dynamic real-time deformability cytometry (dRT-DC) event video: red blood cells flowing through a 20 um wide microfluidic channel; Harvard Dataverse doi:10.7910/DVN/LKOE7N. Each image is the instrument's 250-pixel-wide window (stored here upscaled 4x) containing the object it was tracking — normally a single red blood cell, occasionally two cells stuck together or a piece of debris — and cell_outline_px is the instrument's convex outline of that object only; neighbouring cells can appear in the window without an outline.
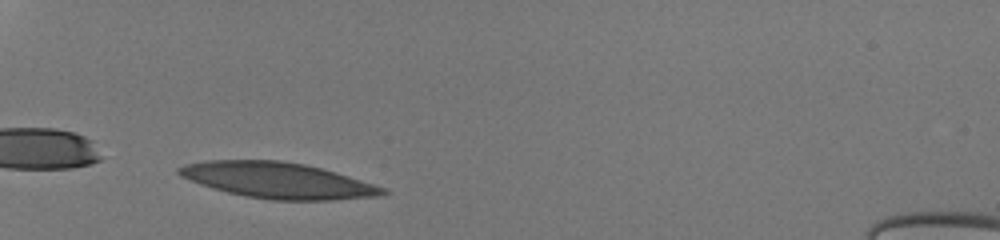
{"species": "human", "species_latin": "Homo sapiens", "temperature_condition": "room temperature", "stored_images_in_passage": 29, "camera_frame_rate_fps": 3000, "um_per_image_px": 0.085, "donor": {"sex": "male"}, "frame": {"image": 1, "passage_image": 2, "time_ms": 0.333, "image_size_px": [1000, 240], "cell_outline_px": [[388, 192], [384, 196], [332, 200], [272, 200], [244, 196], [212, 188], [200, 184], [180, 176], [176, 172], [176, 168], [184, 164], [208, 160], [280, 160], [304, 164], [320, 168], [348, 176], [384, 188]], "centroid_in_image_um": [23.58, 15.33], "position_along_channel_um": 61.4, "area_um2": 42.48}}
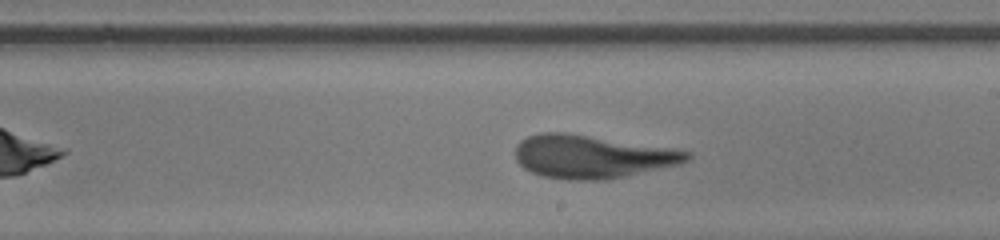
{"frame": {"image": 2, "passage_image": 17, "time_ms": 5.333, "image_size_px": [1000, 240], "cell_outline_px": [[692, 156], [688, 160], [680, 164], [624, 176], [604, 180], [568, 180], [544, 176], [532, 172], [524, 168], [516, 160], [516, 144], [520, 140], [528, 136], [540, 132], [564, 132], [672, 148], [692, 152]], "centroid_in_image_um": [50.31, 13.31], "position_along_channel_um": 238.7, "area_um2": 43.0}}
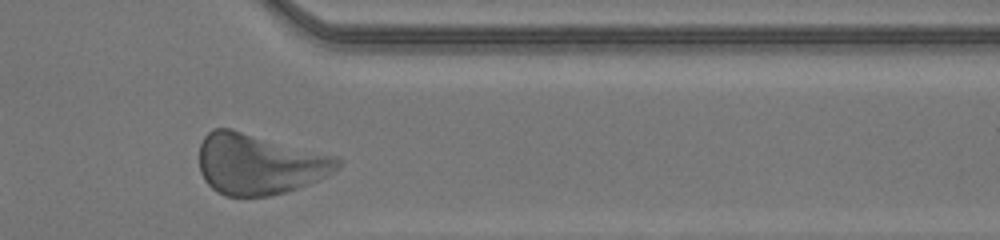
{"frame": {"image": 3, "passage_image": 28, "time_ms": 9.0, "image_size_px": [1000, 240], "cell_outline_px": [[344, 160], [332, 172], [308, 184], [284, 192], [268, 196], [224, 196], [216, 192], [204, 180], [200, 172], [200, 144], [204, 136], [212, 128], [232, 128], [336, 156]], "centroid_in_image_um": [21.99, 13.93], "position_along_channel_um": 389.4, "area_um2": 49.01}, "authors_computed_cell_mechanics": {"area_um2": 42.5986, "velocity_mm_per_s": 4.1188, "shape_relaxation_time_tau1_ms": 3.2321, "shape_relaxation_time_tau2_ms": 1.4003, "deformation_change_tau1": 0.1504, "deformation_change_tau2": 0.0979}}